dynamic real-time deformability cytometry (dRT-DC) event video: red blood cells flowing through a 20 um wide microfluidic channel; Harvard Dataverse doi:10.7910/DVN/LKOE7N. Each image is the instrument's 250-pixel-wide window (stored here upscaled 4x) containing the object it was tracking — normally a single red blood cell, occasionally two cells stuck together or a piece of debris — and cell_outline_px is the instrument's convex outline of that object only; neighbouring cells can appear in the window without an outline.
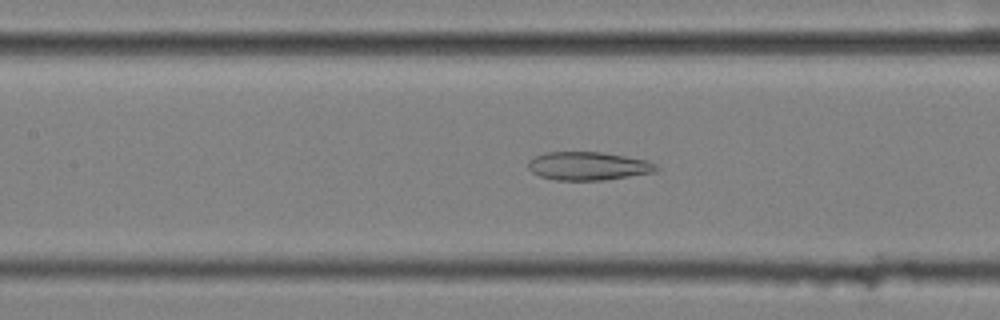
{"species": "common noctule bat (a hibernating species)", "species_latin": "Nyctalus noctula", "temperature_condition": "cold", "stored_images_in_passage": 42, "camera_frame_rate_fps": 3000, "um_per_image_px": 0.085, "animal": {"sex": "female", "body_mass_g": 25.1}, "frame": {"image": 1, "passage_image": 16, "time_ms": 5.0, "image_size_px": [1000, 320], "cell_outline_px": [[660, 168], [656, 172], [604, 180], [556, 180], [540, 176], [532, 172], [528, 168], [528, 160], [544, 152], [600, 152], [648, 160], [656, 164]], "centroid_in_image_um": [50.01, 14.11], "position_along_channel_um": 157.4, "area_um2": 21.21}}
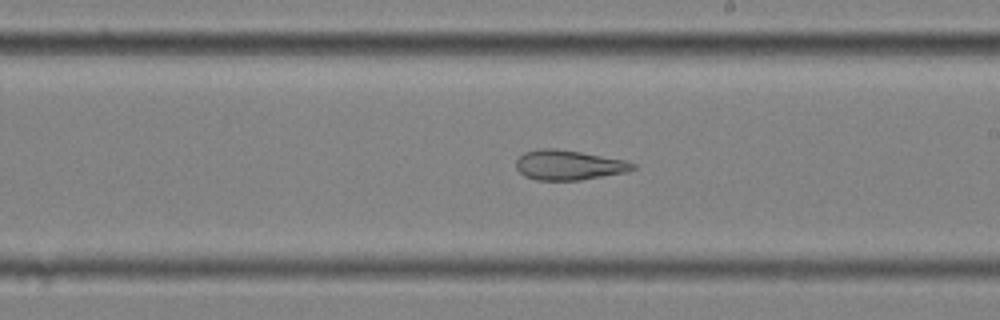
{"frame": {"image": 2, "passage_image": 23, "time_ms": 7.333, "image_size_px": [1000, 320], "cell_outline_px": [[636, 168], [628, 172], [580, 180], [536, 180], [524, 176], [516, 168], [516, 160], [524, 152], [540, 148], [556, 148], [580, 152], [624, 160], [636, 164]], "centroid_in_image_um": [48.33, 14.03], "position_along_channel_um": 240.7, "area_um2": 20.35}}
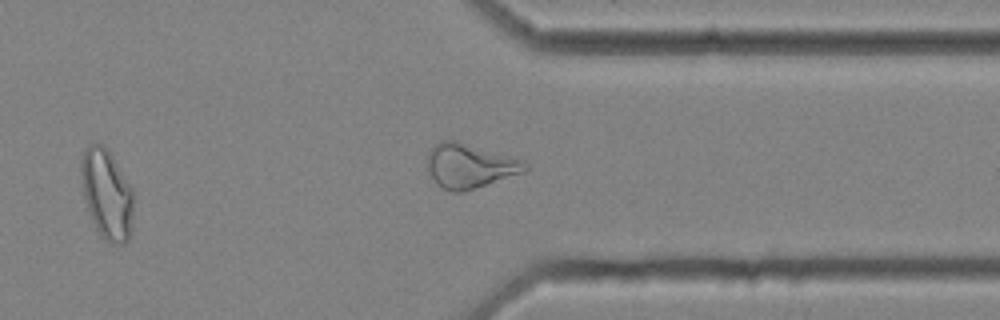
{"frame": {"image": 3, "passage_image": 34, "time_ms": 11.0, "image_size_px": [1000, 320], "cell_outline_px": [[132, 228], [128, 240], [124, 244], [112, 244], [104, 240], [100, 236], [92, 220], [84, 196], [80, 176], [80, 164], [84, 148], [88, 144], [100, 144], [112, 156], [132, 188]], "centroid_in_image_um": [9.06, 16.53], "position_along_channel_um": 402.3, "area_um2": 27.28}, "authors_computed_cell_mechanics": {"area_um2": 23.0911, "velocity_mm_per_s": 3.5716, "shape_relaxation_time_tau1_ms": null, "shape_relaxation_time_tau2_ms": 4.0928, "deformation_change_tau1": null, "deformation_change_tau2": 0.1477}}